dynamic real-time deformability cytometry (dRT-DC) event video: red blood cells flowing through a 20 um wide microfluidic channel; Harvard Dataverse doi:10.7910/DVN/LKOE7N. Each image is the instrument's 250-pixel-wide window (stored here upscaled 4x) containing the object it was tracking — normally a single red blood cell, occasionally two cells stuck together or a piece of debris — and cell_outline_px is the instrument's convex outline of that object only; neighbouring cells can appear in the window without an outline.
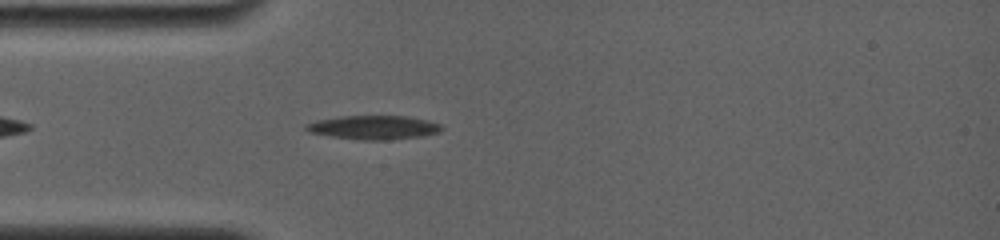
{"species": "common noctule bat (a hibernating species)", "species_latin": "Nyctalus noctula", "temperature_condition": "room temperature", "stored_images_in_passage": 12, "camera_frame_rate_fps": 4000, "um_per_image_px": 0.085, "animal": {"sex": "female", "body_mass_g": 19.0, "forearm_length_mm": 56.7}, "frame": {"image": 1, "passage_image": 10, "time_ms": 1.25, "image_size_px": [1000, 240], "cell_outline_px": [[444, 128], [440, 132], [420, 136], [388, 140], [360, 140], [332, 136], [308, 132], [304, 128], [304, 124], [316, 120], [340, 116], [408, 116], [428, 120], [440, 124]], "centroid_in_image_um": [31.75, 10.83], "position_along_channel_um": 53.3, "area_um2": 18.96}}